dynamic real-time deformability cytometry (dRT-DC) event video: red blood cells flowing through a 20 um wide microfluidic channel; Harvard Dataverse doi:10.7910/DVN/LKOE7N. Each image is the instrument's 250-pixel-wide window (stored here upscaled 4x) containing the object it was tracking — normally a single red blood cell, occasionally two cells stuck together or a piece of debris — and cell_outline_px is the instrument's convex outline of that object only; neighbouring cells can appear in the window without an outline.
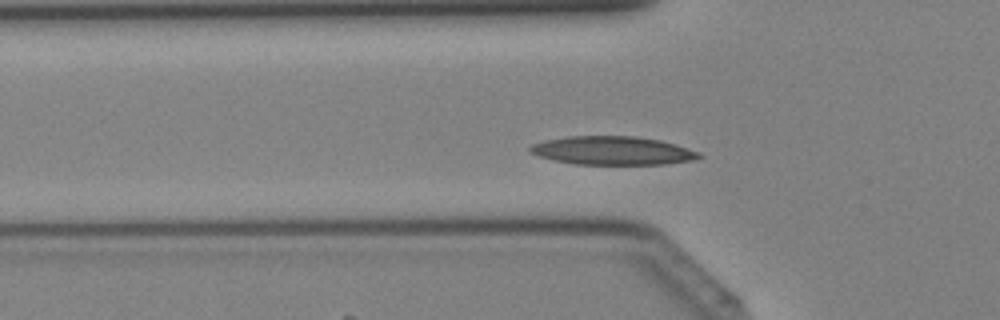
{"species": "Egyptian fruit bat (a non-hibernating species)", "species_latin": "Rousettus aegyptiacus", "temperature_condition": "cold", "stored_images_in_passage": 38, "camera_frame_rate_fps": 3000, "um_per_image_px": 0.085, "animal": {"sex": "female"}, "frame": {"image": 1, "passage_image": 10, "time_ms": 3.0, "image_size_px": [1000, 320], "cell_outline_px": [[704, 156], [696, 160], [664, 164], [576, 164], [552, 160], [528, 152], [528, 148], [532, 144], [544, 140], [568, 136], [636, 136], [660, 140], [676, 144], [700, 152]], "centroid_in_image_um": [52.08, 12.8], "position_along_channel_um": 73.7, "area_um2": 28.26}}
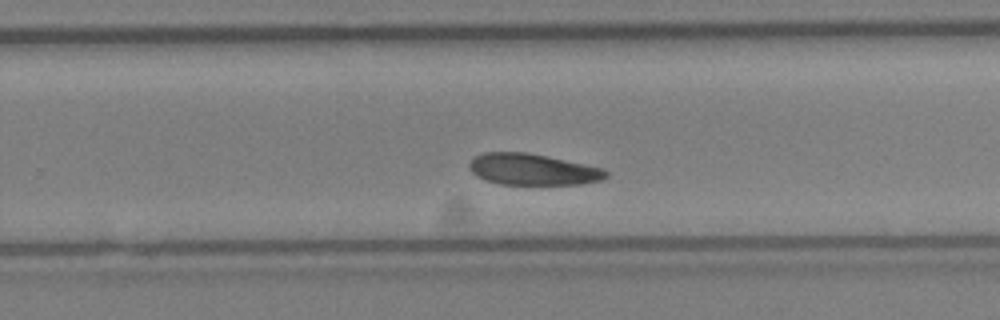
{"frame": {"image": 2, "passage_image": 23, "time_ms": 7.333, "image_size_px": [1000, 320], "cell_outline_px": [[608, 176], [604, 180], [580, 184], [500, 184], [476, 176], [468, 168], [468, 164], [476, 156], [484, 152], [524, 152], [604, 168], [608, 172]], "centroid_in_image_um": [45.29, 14.41], "position_along_channel_um": 284.5, "area_um2": 24.74}}
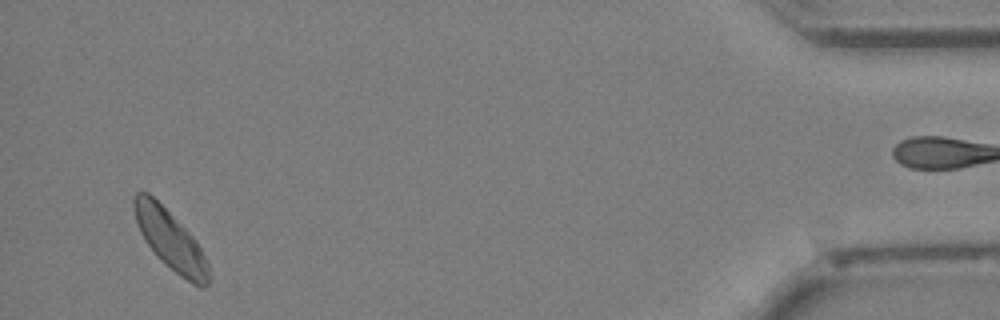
{"frame": {"image": 3, "passage_image": 36, "time_ms": 11.667, "image_size_px": [1000, 320], "cell_outline_px": [[212, 276], [208, 284], [204, 288], [200, 288], [192, 284], [180, 276], [156, 256], [144, 240], [140, 232], [132, 208], [132, 200], [136, 192], [148, 192], [196, 240], [208, 260]], "centroid_in_image_um": [14.51, 20.46], "position_along_channel_um": 420.7, "area_um2": 26.01}}